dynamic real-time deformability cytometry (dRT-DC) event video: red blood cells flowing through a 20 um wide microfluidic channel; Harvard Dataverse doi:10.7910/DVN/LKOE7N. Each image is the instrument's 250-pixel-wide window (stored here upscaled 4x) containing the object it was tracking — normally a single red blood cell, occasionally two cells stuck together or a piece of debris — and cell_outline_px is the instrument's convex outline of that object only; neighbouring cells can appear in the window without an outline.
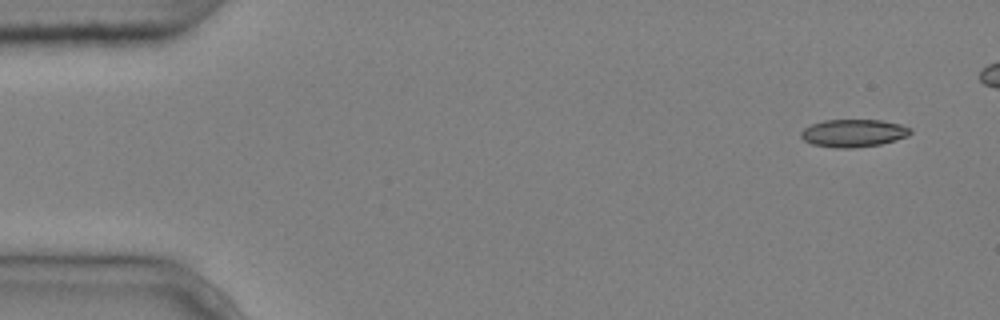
{"species": "common noctule bat (a hibernating species)", "species_latin": "Nyctalus noctula", "temperature_condition": "cold", "stored_images_in_passage": 6, "camera_frame_rate_fps": 3000, "um_per_image_px": 0.085, "animal": {"sex": "male", "body_mass_g": 20.4}, "frame": {"image": 1, "passage_image": 1, "time_ms": 0.0, "image_size_px": [1000, 320], "cell_outline_px": [[912, 132], [908, 136], [896, 140], [880, 144], [856, 148], [836, 148], [812, 144], [804, 140], [800, 136], [800, 132], [804, 128], [812, 124], [824, 120], [880, 120], [900, 124], [912, 128]], "centroid_in_image_um": [72.55, 11.32], "position_along_channel_um": 12.4, "area_um2": 17.74}}